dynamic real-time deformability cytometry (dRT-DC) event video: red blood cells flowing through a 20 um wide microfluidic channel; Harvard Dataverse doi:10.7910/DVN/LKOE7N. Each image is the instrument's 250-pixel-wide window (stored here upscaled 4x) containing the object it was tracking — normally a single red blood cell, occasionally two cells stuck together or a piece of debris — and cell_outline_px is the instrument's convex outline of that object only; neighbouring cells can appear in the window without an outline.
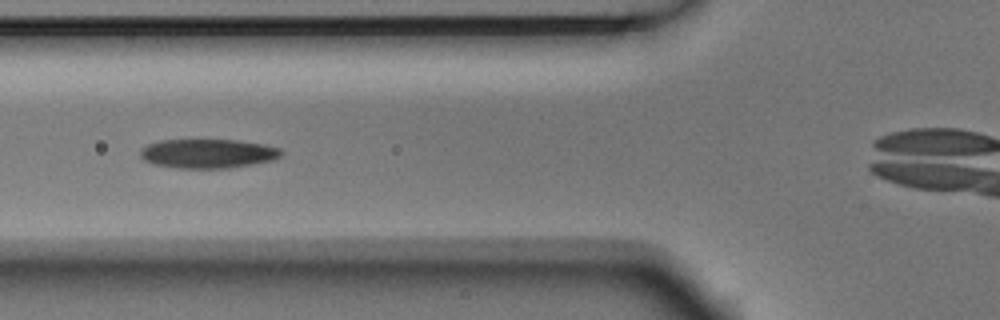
{"species": "Egyptian fruit bat (a non-hibernating species)", "species_latin": "Rousettus aegyptiacus", "temperature_condition": "room temperature", "stored_images_in_passage": 6, "camera_frame_rate_fps": 3000, "um_per_image_px": 0.085, "animal": {"sex": "male"}, "frame": {"image": 1, "passage_image": 4, "time_ms": 1.0, "image_size_px": [1000, 320], "cell_outline_px": [[284, 152], [280, 156], [272, 160], [252, 164], [228, 168], [176, 168], [152, 164], [144, 160], [140, 156], [140, 148], [148, 144], [160, 140], [236, 140], [264, 144], [280, 148]], "centroid_in_image_um": [17.65, 13.05], "position_along_channel_um": 108.2, "area_um2": 24.04}}
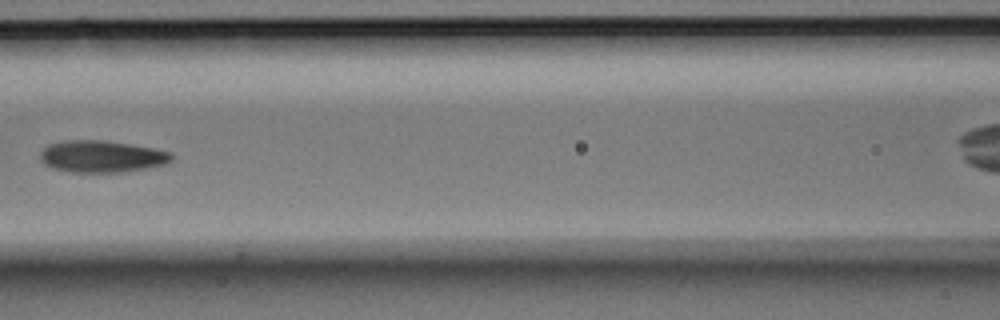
{"frame": {"image": 2, "passage_image": 5, "time_ms": 1.333, "image_size_px": [1000, 320], "cell_outline_px": [[172, 160], [168, 164], [148, 168], [124, 172], [68, 172], [52, 168], [44, 164], [40, 160], [40, 152], [48, 144], [68, 140], [104, 140], [152, 148], [172, 152]], "centroid_in_image_um": [8.64, 13.31], "position_along_channel_um": 158.0, "area_um2": 24.57}}
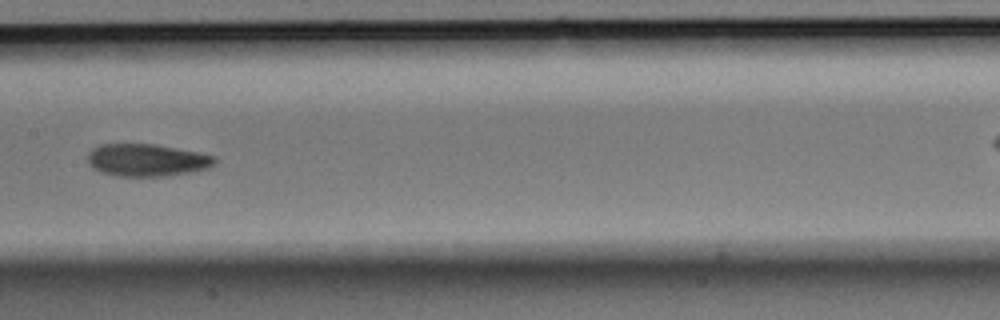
{"frame": {"image": 3, "passage_image": 6, "time_ms": 1.667, "image_size_px": [1000, 320], "cell_outline_px": [[216, 164], [208, 168], [168, 176], [116, 176], [92, 168], [88, 164], [88, 152], [92, 148], [100, 144], [156, 144], [200, 152], [216, 156]], "centroid_in_image_um": [12.5, 13.6], "position_along_channel_um": 194.9, "area_um2": 24.16}}